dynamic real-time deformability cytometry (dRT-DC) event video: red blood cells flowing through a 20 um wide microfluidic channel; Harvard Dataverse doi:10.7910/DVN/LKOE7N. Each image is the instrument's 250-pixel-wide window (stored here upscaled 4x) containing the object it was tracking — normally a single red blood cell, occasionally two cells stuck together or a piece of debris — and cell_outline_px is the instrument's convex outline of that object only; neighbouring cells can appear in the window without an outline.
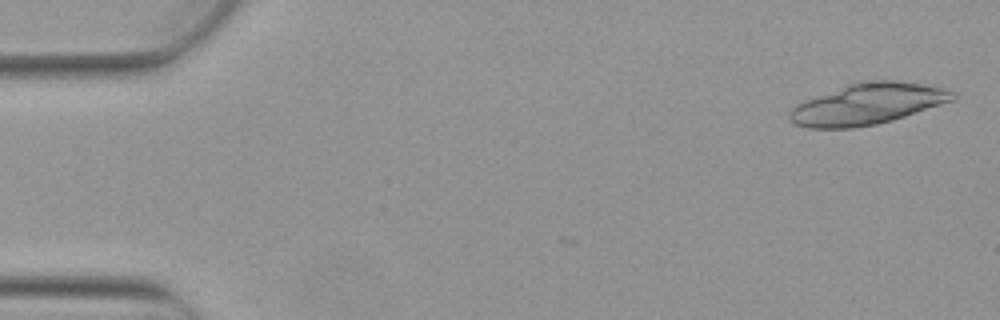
{"species": "Egyptian fruit bat (a non-hibernating species)", "species_latin": "Rousettus aegyptiacus", "temperature_condition": "warm", "stored_images_in_passage": 8, "segment_of_instrument_passage": [1, 2], "camera_frame_rate_fps": 3000, "um_per_image_px": 0.085, "animal": {"sex": "female"}, "frame": {"image": 1, "passage_image": 1, "time_ms": 0.0, "image_size_px": [1000, 320], "cell_outline_px": [[956, 100], [892, 120], [876, 124], [852, 128], [808, 128], [796, 124], [788, 116], [788, 112], [796, 104], [804, 100], [848, 84], [860, 80], [892, 80], [920, 84], [940, 88], [956, 92]], "centroid_in_image_um": [73.74, 8.84], "position_along_channel_um": 11.3, "area_um2": 38.96}}